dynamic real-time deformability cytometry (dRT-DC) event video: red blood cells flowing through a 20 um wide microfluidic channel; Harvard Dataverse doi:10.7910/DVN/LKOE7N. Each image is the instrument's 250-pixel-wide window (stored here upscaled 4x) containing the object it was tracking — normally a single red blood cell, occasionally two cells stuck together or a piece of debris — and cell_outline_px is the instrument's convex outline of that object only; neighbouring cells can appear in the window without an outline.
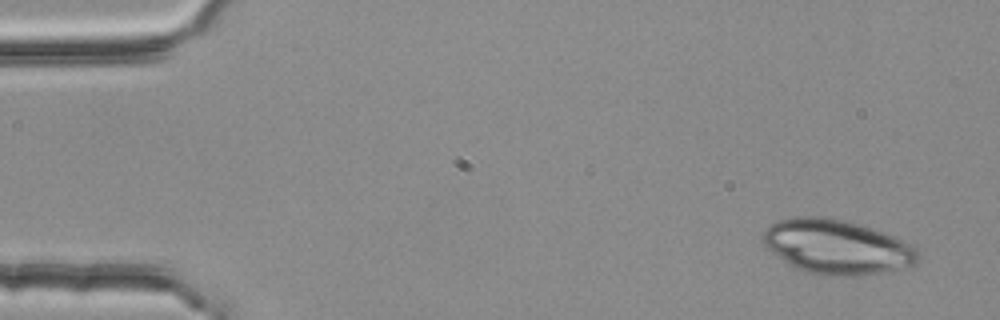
{"species": "common noctule bat (a hibernating species)", "species_latin": "Nyctalus noctula", "temperature_condition": "room temperature", "stored_images_in_passage": 4, "camera_frame_rate_fps": 3000, "um_per_image_px": 0.085, "animal": {"sex": "female", "body_mass_g": 25.1}, "frame": {"image": 1, "passage_image": 1, "time_ms": 0.0, "image_size_px": [1000, 320], "cell_outline_px": [[920, 256], [916, 264], [880, 272], [856, 276], [844, 276], [808, 272], [796, 268], [788, 264], [772, 252], [764, 244], [760, 236], [764, 228], [780, 220], [796, 216], [824, 216], [860, 224], [884, 232], [916, 248]], "centroid_in_image_um": [71.09, 20.96], "position_along_channel_um": 13.9, "area_um2": 48.78}}